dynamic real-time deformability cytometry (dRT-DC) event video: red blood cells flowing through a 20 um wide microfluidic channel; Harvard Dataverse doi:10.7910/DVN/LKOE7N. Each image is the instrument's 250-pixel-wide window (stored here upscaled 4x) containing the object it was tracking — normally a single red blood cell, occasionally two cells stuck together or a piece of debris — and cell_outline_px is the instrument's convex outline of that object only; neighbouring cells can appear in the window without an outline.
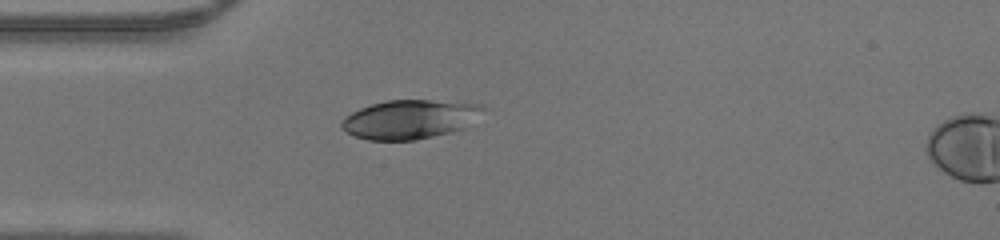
{"species": "human", "species_latin": "Homo sapiens", "temperature_condition": "warm", "stored_images_in_passage": 35, "camera_frame_rate_fps": 3000, "um_per_image_px": 0.085, "donor": {"sex": "male"}, "frame": {"image": 1, "passage_image": 1, "time_ms": 0.0, "image_size_px": [1000, 240], "cell_outline_px": [[484, 108], [468, 128], [452, 132], [416, 140], [368, 140], [356, 136], [340, 128], [340, 124], [344, 116], [360, 108], [372, 104], [388, 100], [432, 100], [480, 104]], "centroid_in_image_um": [34.83, 10.15], "position_along_channel_um": 50.2, "area_um2": 32.19}}
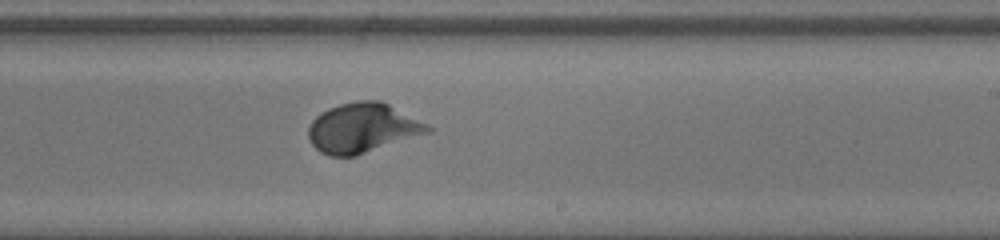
{"frame": {"image": 2, "passage_image": 16, "time_ms": 5.0, "image_size_px": [1000, 240], "cell_outline_px": [[432, 132], [356, 156], [328, 156], [320, 152], [308, 140], [308, 128], [312, 120], [320, 112], [328, 108], [340, 104], [360, 100], [380, 100], [428, 124], [432, 128]], "centroid_in_image_um": [30.81, 10.89], "position_along_channel_um": 258.2, "area_um2": 34.68}}
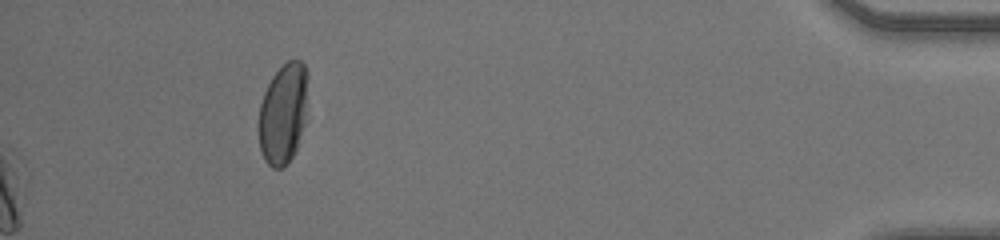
{"frame": {"image": 3, "passage_image": 31, "time_ms": 10.0, "image_size_px": [1000, 240], "cell_outline_px": [[308, 76], [304, 124], [296, 148], [292, 156], [284, 168], [272, 168], [264, 160], [260, 148], [260, 104], [264, 92], [272, 76], [288, 60], [300, 60], [304, 64], [308, 72]], "centroid_in_image_um": [24.08, 9.63], "position_along_channel_um": 411.1, "area_um2": 28.5}}